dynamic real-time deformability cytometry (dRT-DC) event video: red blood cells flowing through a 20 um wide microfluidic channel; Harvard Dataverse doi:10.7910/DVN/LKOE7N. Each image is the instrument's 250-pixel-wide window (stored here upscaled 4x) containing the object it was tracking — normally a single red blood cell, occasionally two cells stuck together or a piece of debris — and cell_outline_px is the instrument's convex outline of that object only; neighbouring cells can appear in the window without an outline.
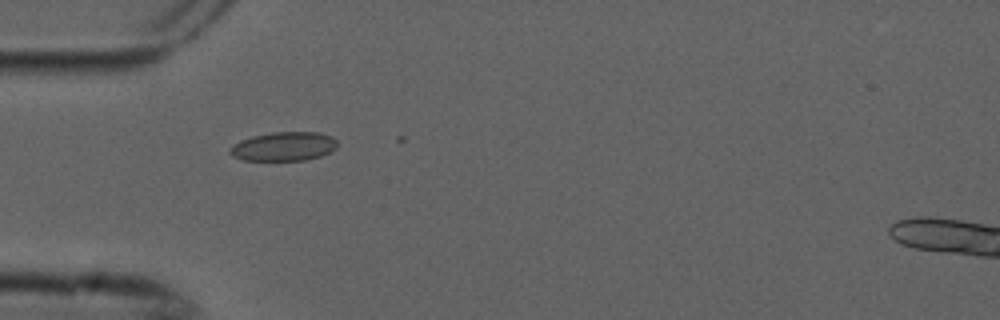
{"species": "common noctule bat (a hibernating species)", "species_latin": "Nyctalus noctula", "temperature_condition": "cold", "stored_images_in_passage": 6, "camera_frame_rate_fps": 3000, "um_per_image_px": 0.085, "animal": {"sex": "male", "forearm_length_mm": 52.5}, "frame": {"image": 1, "passage_image": 5, "time_ms": 1.333, "image_size_px": [1000, 320], "cell_outline_px": [[336, 148], [320, 156], [304, 160], [240, 160], [232, 156], [228, 152], [228, 148], [232, 144], [240, 140], [252, 136], [272, 132], [320, 132], [332, 136], [336, 140]], "centroid_in_image_um": [24.06, 12.44], "position_along_channel_um": 60.9, "area_um2": 18.26}}